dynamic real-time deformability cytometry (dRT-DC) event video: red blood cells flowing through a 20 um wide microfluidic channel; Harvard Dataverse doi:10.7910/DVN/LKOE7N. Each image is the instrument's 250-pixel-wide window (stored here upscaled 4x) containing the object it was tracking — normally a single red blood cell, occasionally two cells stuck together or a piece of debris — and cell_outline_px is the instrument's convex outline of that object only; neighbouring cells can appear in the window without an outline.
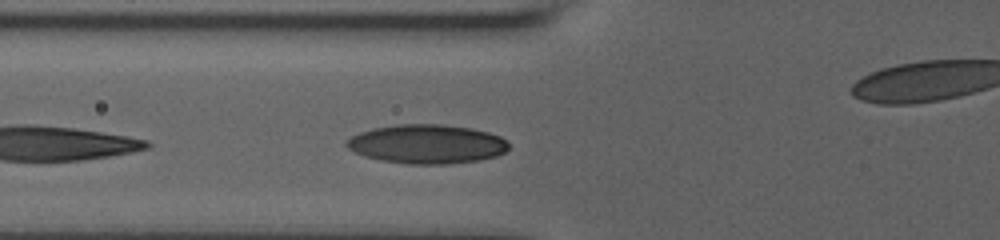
{"species": "human", "species_latin": "Homo sapiens", "temperature_condition": "room temperature", "stored_images_in_passage": 8, "camera_frame_rate_fps": 3000, "um_per_image_px": 0.085, "donor": {"sex": "male"}, "frame": {"image": 1, "passage_image": 4, "time_ms": 1.0, "image_size_px": [1000, 240], "cell_outline_px": [[508, 148], [504, 152], [496, 156], [480, 160], [448, 164], [408, 164], [380, 160], [364, 156], [348, 148], [344, 144], [352, 136], [360, 132], [372, 128], [400, 124], [444, 124], [472, 128], [488, 132], [500, 136], [508, 144]], "centroid_in_image_um": [36.28, 12.24], "position_along_channel_um": 89.5, "area_um2": 36.93}}